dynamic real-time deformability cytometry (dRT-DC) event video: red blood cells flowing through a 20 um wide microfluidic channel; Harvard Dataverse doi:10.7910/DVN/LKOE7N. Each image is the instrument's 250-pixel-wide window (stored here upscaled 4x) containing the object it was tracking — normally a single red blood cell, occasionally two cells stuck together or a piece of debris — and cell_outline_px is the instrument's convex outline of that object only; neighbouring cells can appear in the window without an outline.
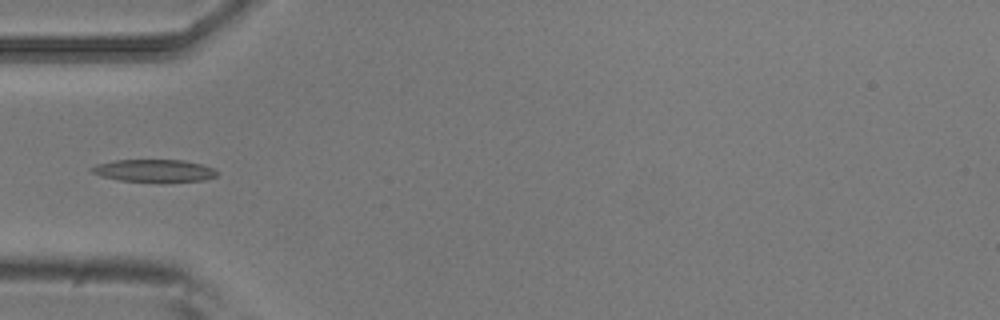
{"species": "common noctule bat (a hibernating species)", "species_latin": "Nyctalus noctula", "temperature_condition": "room temperature", "stored_images_in_passage": 7, "camera_frame_rate_fps": 3000, "um_per_image_px": 0.085, "animal": {"sex": "male", "body_mass_g": 20.5, "forearm_length_mm": 52.5}, "frame": {"image": 1, "passage_image": 4, "time_ms": 1.0, "image_size_px": [1000, 320], "cell_outline_px": [[216, 176], [204, 180], [120, 180], [100, 176], [92, 172], [88, 168], [112, 160], [184, 160], [200, 164], [212, 168], [216, 172]], "centroid_in_image_um": [13.04, 14.47], "position_along_channel_um": 72.0, "area_um2": 15.66}}
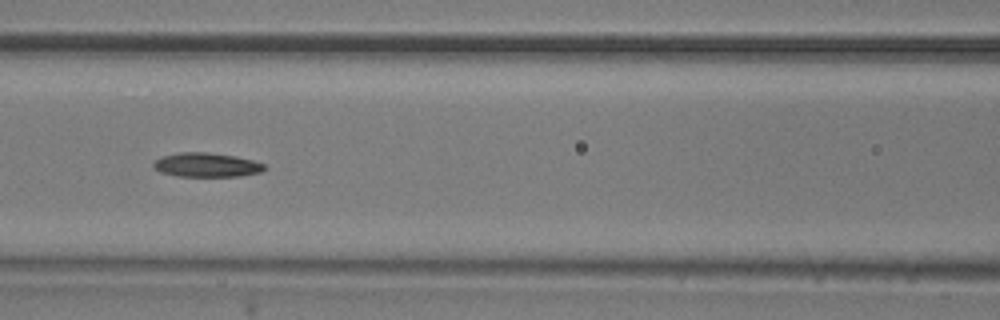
{"frame": {"image": 2, "passage_image": 6, "time_ms": 1.667, "image_size_px": [1000, 320], "cell_outline_px": [[268, 168], [260, 172], [240, 176], [176, 176], [160, 172], [152, 168], [152, 164], [156, 160], [164, 156], [180, 152], [204, 152], [236, 156], [252, 160], [264, 164]], "centroid_in_image_um": [17.55, 14.02], "position_along_channel_um": 149.0, "area_um2": 15.61}}
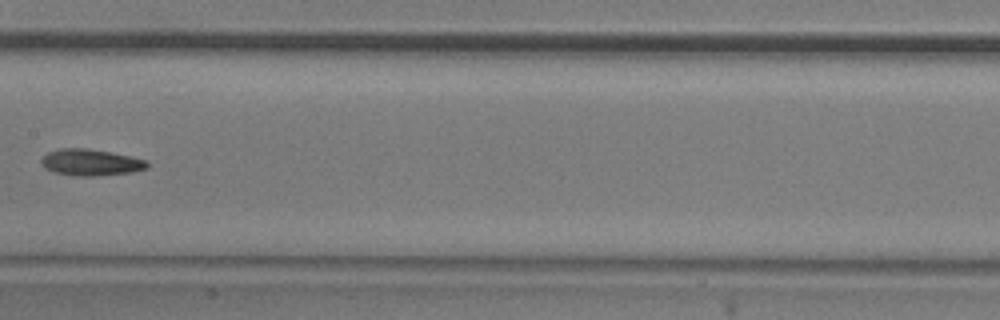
{"frame": {"image": 3, "passage_image": 7, "time_ms": 2.0, "image_size_px": [1000, 320], "cell_outline_px": [[148, 168], [132, 172], [92, 176], [76, 176], [52, 172], [44, 168], [40, 164], [40, 160], [48, 152], [60, 148], [88, 148], [112, 152], [148, 160]], "centroid_in_image_um": [7.69, 13.8], "position_along_channel_um": 199.7, "area_um2": 16.53}}